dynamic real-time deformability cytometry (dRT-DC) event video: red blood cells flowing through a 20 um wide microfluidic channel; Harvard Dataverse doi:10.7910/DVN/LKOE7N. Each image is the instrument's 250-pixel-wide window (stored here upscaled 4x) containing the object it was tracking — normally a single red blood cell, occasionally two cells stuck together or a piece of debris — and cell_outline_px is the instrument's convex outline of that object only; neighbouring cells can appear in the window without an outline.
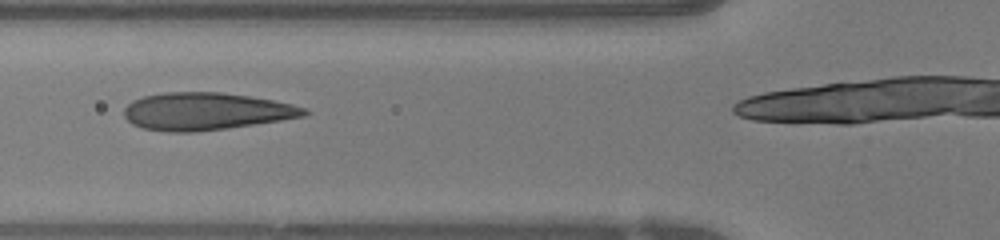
{"species": "human", "species_latin": "Homo sapiens", "temperature_condition": "warm", "stored_images_in_passage": 32, "camera_frame_rate_fps": 3000, "um_per_image_px": 0.085, "donor": {"sex": "female"}, "frame": {"image": 1, "passage_image": 10, "time_ms": 3.0, "image_size_px": [1000, 240], "cell_outline_px": [[308, 112], [304, 116], [280, 120], [224, 128], [192, 132], [168, 132], [144, 128], [132, 124], [124, 116], [124, 108], [132, 100], [144, 96], [164, 92], [220, 92], [248, 96], [272, 100], [292, 104], [308, 108]], "centroid_in_image_um": [17.47, 9.45], "position_along_channel_um": 108.3, "area_um2": 38.96}}
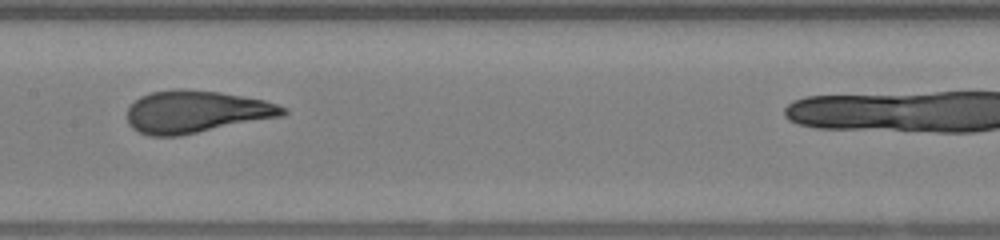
{"frame": {"image": 2, "passage_image": 16, "time_ms": 5.0, "image_size_px": [1000, 240], "cell_outline_px": [[288, 112], [284, 116], [180, 136], [152, 136], [140, 132], [132, 128], [128, 124], [128, 108], [140, 96], [152, 92], [220, 92], [264, 100], [288, 108]], "centroid_in_image_um": [16.72, 9.55], "position_along_channel_um": 190.7, "area_um2": 37.51}}
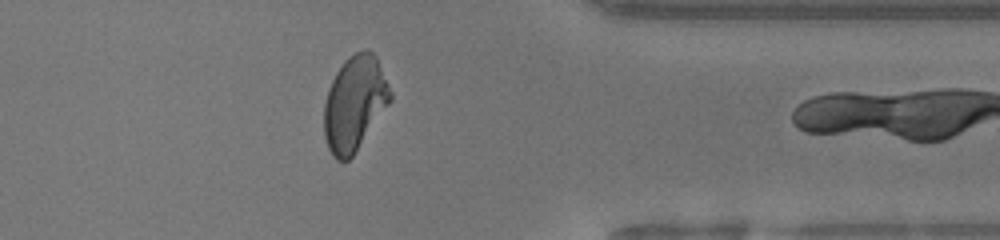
{"frame": {"image": 3, "passage_image": 31, "time_ms": 10.0, "image_size_px": [1000, 240], "cell_outline_px": [[392, 100], [352, 156], [348, 160], [336, 160], [332, 156], [328, 148], [324, 136], [324, 104], [328, 88], [336, 72], [344, 60], [348, 56], [364, 48], [368, 48], [376, 56], [392, 92]], "centroid_in_image_um": [30.13, 8.76], "position_along_channel_um": 381.3, "area_um2": 36.65}}